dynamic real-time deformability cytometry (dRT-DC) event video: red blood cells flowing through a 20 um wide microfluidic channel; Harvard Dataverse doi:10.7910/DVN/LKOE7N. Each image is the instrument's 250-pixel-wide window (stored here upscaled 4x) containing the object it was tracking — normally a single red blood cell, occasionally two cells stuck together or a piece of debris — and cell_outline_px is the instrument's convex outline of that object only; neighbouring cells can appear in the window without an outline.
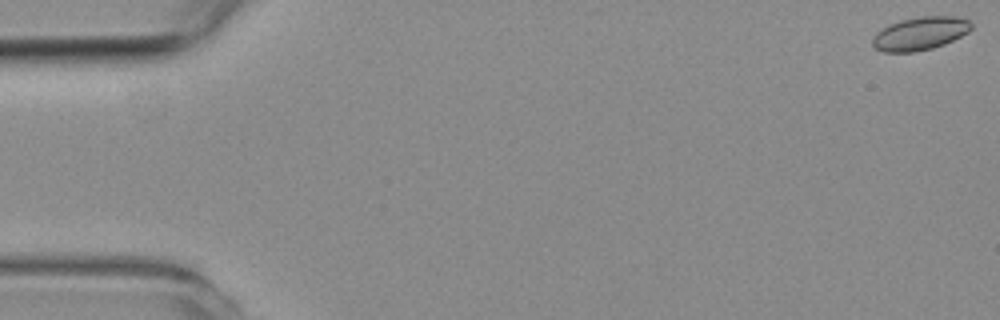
{"species": "common noctule bat (a hibernating species)", "species_latin": "Nyctalus noctula", "temperature_condition": "room temperature", "stored_images_in_passage": 57, "camera_frame_rate_fps": 3000, "um_per_image_px": 0.085, "animal": {"sex": "female", "body_mass_g": 19.3, "forearm_length_mm": 54.1}, "frame": {"image": 1, "passage_image": 1, "time_ms": 0.0, "image_size_px": [1000, 320], "cell_outline_px": [[972, 28], [968, 32], [944, 44], [932, 48], [912, 52], [884, 52], [876, 48], [872, 44], [872, 36], [876, 32], [888, 24], [900, 20], [920, 16], [956, 16], [968, 20], [972, 24]], "centroid_in_image_um": [78.18, 2.84], "position_along_channel_um": 6.8, "area_um2": 19.13}}
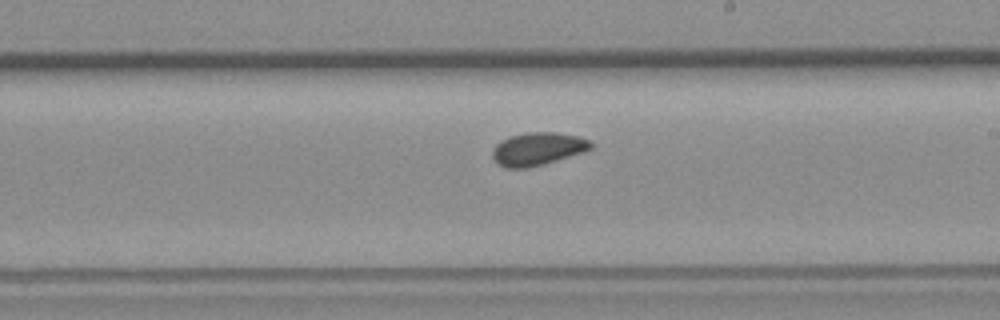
{"frame": {"image": 2, "passage_image": 33, "time_ms": 10.667, "image_size_px": [1000, 320], "cell_outline_px": [[592, 148], [584, 152], [544, 164], [528, 168], [504, 168], [496, 164], [492, 156], [492, 152], [496, 144], [500, 140], [512, 136], [528, 132], [556, 132], [580, 136], [592, 140]], "centroid_in_image_um": [45.71, 12.66], "position_along_channel_um": 243.3, "area_um2": 19.13}}
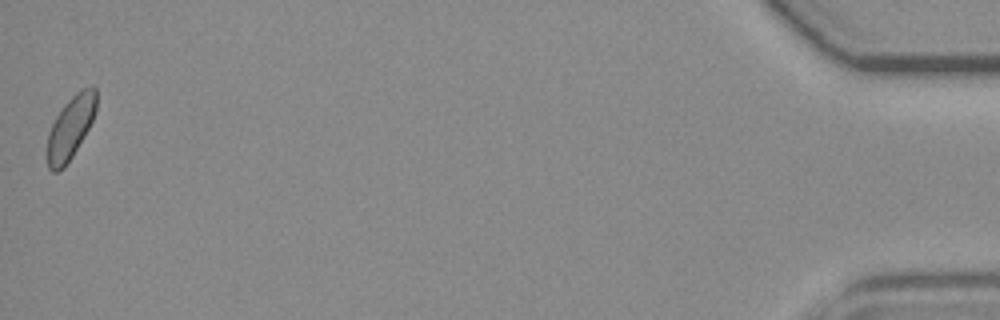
{"frame": {"image": 3, "passage_image": 57, "time_ms": 18.667, "image_size_px": [1000, 320], "cell_outline_px": [[96, 112], [88, 128], [72, 156], [64, 168], [56, 172], [52, 172], [48, 168], [44, 156], [48, 132], [56, 116], [64, 104], [76, 92], [92, 84], [96, 88]], "centroid_in_image_um": [5.94, 10.88], "position_along_channel_um": 429.3, "area_um2": 18.26}, "authors_computed_cell_mechanics": {"area_um2": 18.496, "velocity_mm_per_s": 3.6018, "shape_relaxation_time_tau1_ms": null, "shape_relaxation_time_tau2_ms": 8.5852, "deformation_change_tau1": null, "deformation_change_tau2": 0.1303}}